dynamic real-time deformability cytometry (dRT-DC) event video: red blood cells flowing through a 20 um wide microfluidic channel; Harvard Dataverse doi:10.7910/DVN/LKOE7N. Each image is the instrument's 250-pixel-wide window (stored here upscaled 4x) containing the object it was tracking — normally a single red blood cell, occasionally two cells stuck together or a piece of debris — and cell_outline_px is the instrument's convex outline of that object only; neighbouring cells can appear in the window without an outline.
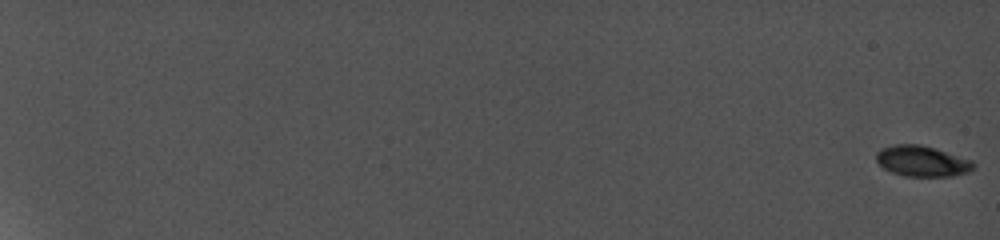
{"species": "common noctule bat (a hibernating species)", "species_latin": "Nyctalus noctula", "temperature_condition": "cold", "stored_images_in_passage": 15, "camera_frame_rate_fps": 5000, "um_per_image_px": 0.085, "animal": {"sex": "female", "body_mass_g": 19.0, "forearm_length_mm": 56.7}, "frame": {"image": 1, "passage_image": 1, "time_ms": 0.0, "image_size_px": [1000, 240], "cell_outline_px": [[972, 168], [964, 172], [948, 176], [908, 176], [884, 168], [876, 160], [876, 152], [884, 148], [896, 144], [920, 144], [968, 160], [972, 164]], "centroid_in_image_um": [78.28, 13.68], "position_along_channel_um": 6.7, "area_um2": 16.42}}
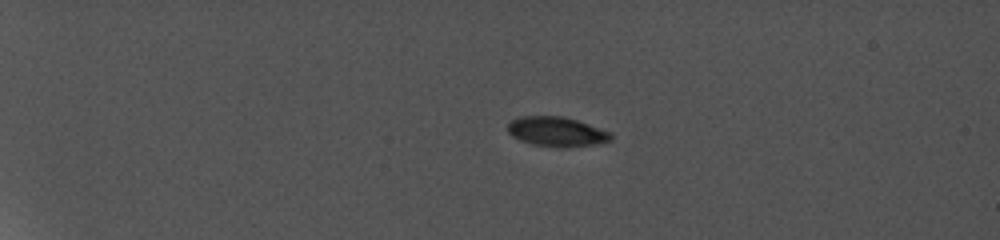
{"frame": {"image": 2, "passage_image": 7, "time_ms": 5.6, "image_size_px": [1000, 240], "cell_outline_px": [[612, 136], [608, 140], [588, 144], [536, 144], [524, 140], [508, 132], [508, 124], [512, 120], [524, 116], [560, 116], [576, 120], [608, 132]], "centroid_in_image_um": [47.25, 11.12], "position_along_channel_um": 37.8, "area_um2": 16.07}}
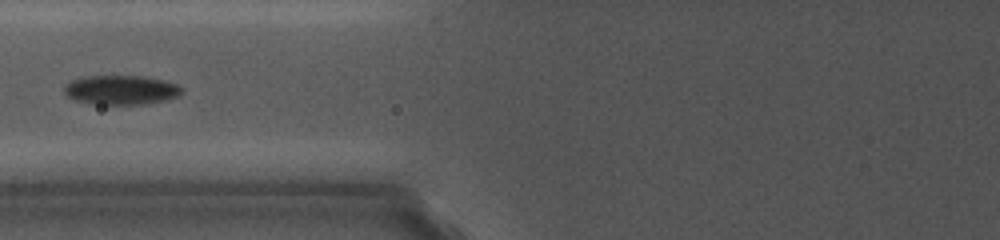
{"frame": {"image": 3, "passage_image": 12, "time_ms": 10.4, "image_size_px": [1000, 240], "cell_outline_px": [[180, 92], [176, 96], [160, 100], [136, 104], [100, 104], [76, 100], [68, 96], [64, 92], [64, 88], [72, 80], [84, 76], [140, 76], [160, 80], [176, 84], [180, 88]], "centroid_in_image_um": [10.21, 7.63], "position_along_channel_um": 115.6, "area_um2": 19.25}}